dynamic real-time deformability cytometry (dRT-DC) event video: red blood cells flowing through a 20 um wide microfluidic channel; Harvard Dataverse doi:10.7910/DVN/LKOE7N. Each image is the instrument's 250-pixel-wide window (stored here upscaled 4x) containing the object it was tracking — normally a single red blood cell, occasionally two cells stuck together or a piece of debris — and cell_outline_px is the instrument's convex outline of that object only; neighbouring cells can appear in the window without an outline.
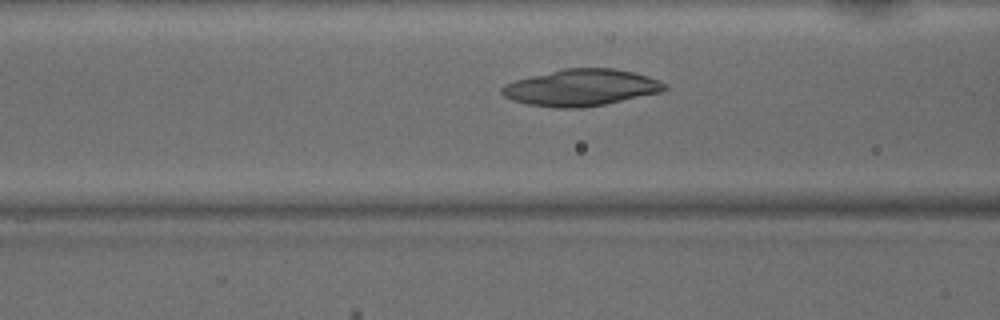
{"species": "common noctule bat (a hibernating species)", "species_latin": "Nyctalus noctula", "temperature_condition": "warm", "stored_images_in_passage": 46, "camera_frame_rate_fps": 3000, "um_per_image_px": 0.085, "animal": {"sex": "male", "body_mass_g": 15.6}, "frame": {"image": 1, "passage_image": 17, "time_ms": 5.333, "image_size_px": [1000, 320], "cell_outline_px": [[668, 88], [660, 92], [604, 104], [580, 108], [556, 108], [528, 104], [512, 100], [504, 96], [500, 92], [500, 88], [504, 84], [516, 80], [564, 68], [612, 68], [632, 72], [648, 76], [660, 80], [668, 84]], "centroid_in_image_um": [49.4, 7.45], "position_along_channel_um": 117.2, "area_um2": 34.56}}
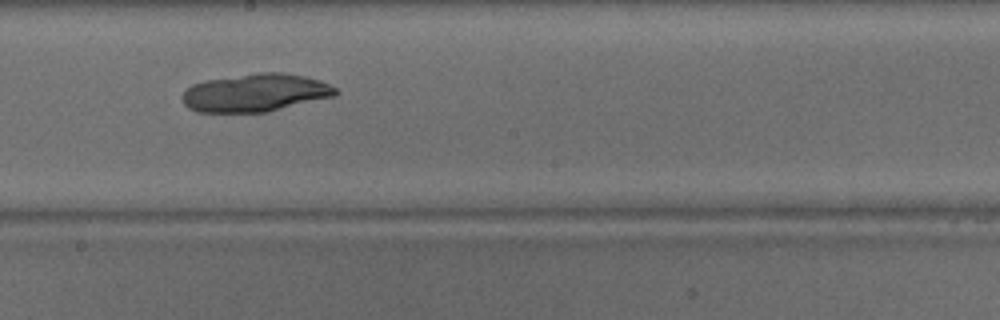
{"frame": {"image": 2, "passage_image": 25, "time_ms": 8.0, "image_size_px": [1000, 320], "cell_outline_px": [[340, 92], [336, 96], [268, 112], [196, 112], [188, 108], [184, 104], [184, 92], [192, 84], [204, 80], [260, 72], [284, 72], [304, 76], [328, 84], [336, 88]], "centroid_in_image_um": [21.73, 7.89], "position_along_channel_um": 226.5, "area_um2": 33.93}}
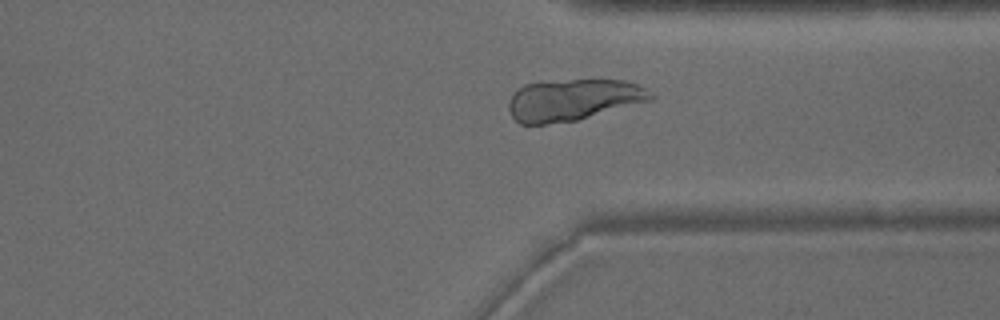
{"frame": {"image": 3, "passage_image": 35, "time_ms": 11.333, "image_size_px": [1000, 320], "cell_outline_px": [[656, 96], [652, 100], [576, 120], [544, 124], [520, 124], [512, 116], [508, 108], [508, 100], [512, 92], [516, 88], [524, 84], [572, 80], [624, 80], [636, 84], [644, 88]], "centroid_in_image_um": [48.68, 8.49], "position_along_channel_um": 362.7, "area_um2": 34.22}}